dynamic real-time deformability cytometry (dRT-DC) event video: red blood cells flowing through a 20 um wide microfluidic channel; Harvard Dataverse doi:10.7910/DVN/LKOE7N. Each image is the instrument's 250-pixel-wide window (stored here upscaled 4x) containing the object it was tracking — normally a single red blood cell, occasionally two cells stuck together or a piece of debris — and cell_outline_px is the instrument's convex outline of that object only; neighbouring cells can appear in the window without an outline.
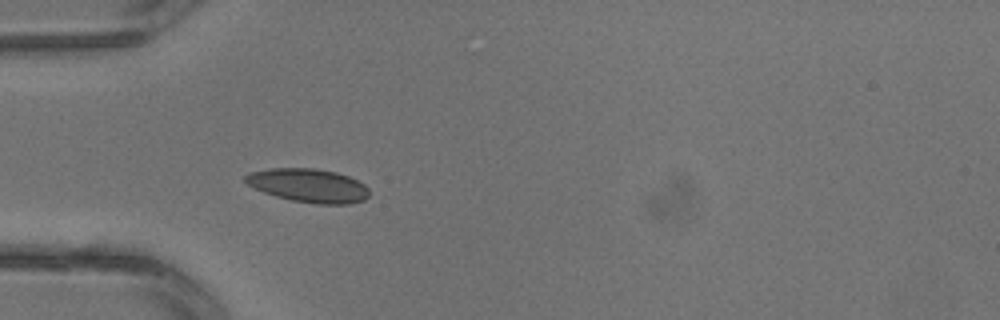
{"species": "common noctule bat (a hibernating species)", "species_latin": "Nyctalus noctula", "temperature_condition": "warm", "stored_images_in_passage": 2, "camera_frame_rate_fps": 3000, "um_per_image_px": 0.085, "animal": {"sex": "male", "body_mass_g": 13.3}, "frame": {"image": 1, "passage_image": 2, "time_ms": 0.333, "image_size_px": [1000, 320], "cell_outline_px": [[368, 196], [364, 200], [348, 204], [316, 204], [292, 200], [276, 196], [264, 192], [248, 184], [244, 180], [244, 176], [252, 172], [268, 168], [312, 168], [336, 172], [348, 176], [364, 184], [368, 188]], "centroid_in_image_um": [26.23, 15.76], "position_along_channel_um": 58.8, "area_um2": 24.1}}